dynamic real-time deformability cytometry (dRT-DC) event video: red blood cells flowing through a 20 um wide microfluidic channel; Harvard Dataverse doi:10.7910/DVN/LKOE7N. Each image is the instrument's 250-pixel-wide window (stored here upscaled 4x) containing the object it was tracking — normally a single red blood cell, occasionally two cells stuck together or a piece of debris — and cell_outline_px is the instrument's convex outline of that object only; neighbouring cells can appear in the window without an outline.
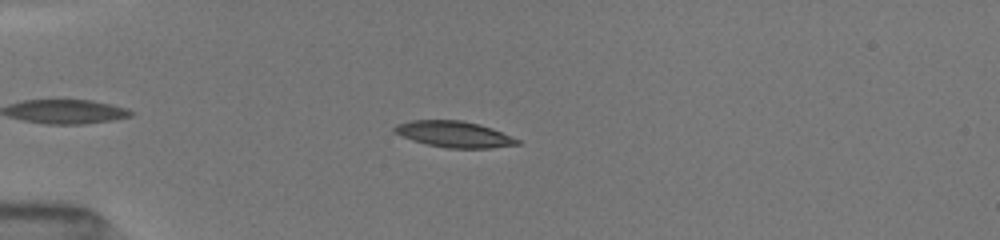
{"species": "common noctule bat (a hibernating species)", "species_latin": "Nyctalus noctula", "temperature_condition": "room temperature", "stored_images_in_passage": 12, "camera_frame_rate_fps": 3000, "um_per_image_px": 0.085, "animal": {"sex": "female", "body_mass_g": 19.5, "forearm_length_mm": 54.1}, "frame": {"image": 1, "passage_image": 7, "time_ms": 2.333, "image_size_px": [1000, 240], "cell_outline_px": [[520, 144], [492, 148], [448, 148], [428, 144], [412, 140], [392, 132], [392, 128], [396, 124], [412, 120], [460, 120], [480, 124], [492, 128], [520, 140]], "centroid_in_image_um": [38.58, 11.4], "position_along_channel_um": 46.4, "area_um2": 18.73}}
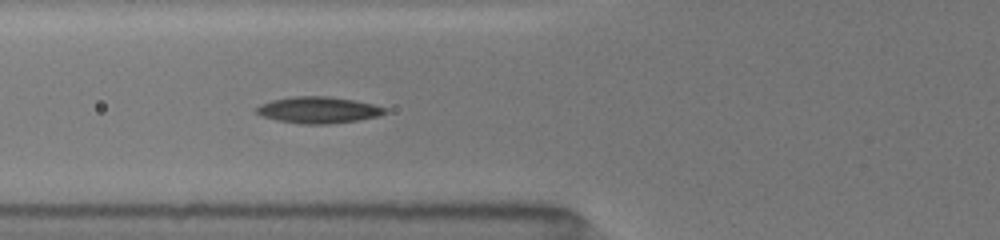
{"frame": {"image": 2, "passage_image": 12, "time_ms": 4.333, "image_size_px": [1000, 240], "cell_outline_px": [[388, 112], [376, 116], [356, 120], [328, 124], [304, 124], [276, 120], [264, 116], [256, 112], [256, 108], [260, 104], [272, 100], [292, 96], [328, 96], [352, 100], [372, 104], [388, 108]], "centroid_in_image_um": [27.05, 9.34], "position_along_channel_um": 98.7, "area_um2": 19.59}}